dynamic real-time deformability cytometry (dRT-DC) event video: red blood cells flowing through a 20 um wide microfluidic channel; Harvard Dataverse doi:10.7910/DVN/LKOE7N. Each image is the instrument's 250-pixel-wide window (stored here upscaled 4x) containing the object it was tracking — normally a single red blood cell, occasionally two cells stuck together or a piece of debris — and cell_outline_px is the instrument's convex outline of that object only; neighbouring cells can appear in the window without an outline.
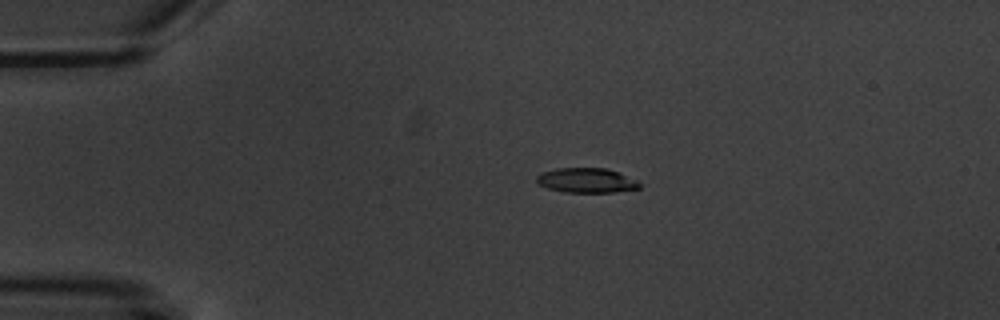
{"species": "common noctule bat (a hibernating species)", "species_latin": "Nyctalus noctula", "temperature_condition": "warm", "stored_images_in_passage": 3, "camera_frame_rate_fps": 3000, "um_per_image_px": 0.085, "animal": {"sex": "male", "body_mass_g": 20.1, "forearm_length_mm": 53.5}, "frame": {"image": 1, "passage_image": 1, "time_ms": 0.0, "image_size_px": [1000, 320], "cell_outline_px": [[640, 188], [612, 192], [564, 192], [548, 188], [536, 184], [536, 176], [540, 172], [556, 168], [608, 168], [636, 180], [640, 184]], "centroid_in_image_um": [49.79, 15.32], "position_along_channel_um": 35.2, "area_um2": 14.85}}
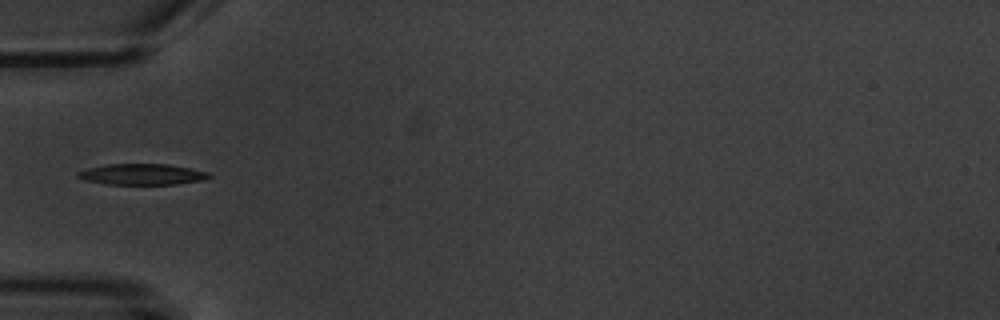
{"frame": {"image": 2, "passage_image": 3, "time_ms": 2.333, "image_size_px": [1000, 320], "cell_outline_px": [[212, 176], [204, 180], [176, 184], [104, 184], [84, 180], [76, 176], [76, 172], [88, 168], [108, 164], [168, 164], [208, 172]], "centroid_in_image_um": [12.05, 14.82], "position_along_channel_um": 73.0, "area_um2": 16.01}}